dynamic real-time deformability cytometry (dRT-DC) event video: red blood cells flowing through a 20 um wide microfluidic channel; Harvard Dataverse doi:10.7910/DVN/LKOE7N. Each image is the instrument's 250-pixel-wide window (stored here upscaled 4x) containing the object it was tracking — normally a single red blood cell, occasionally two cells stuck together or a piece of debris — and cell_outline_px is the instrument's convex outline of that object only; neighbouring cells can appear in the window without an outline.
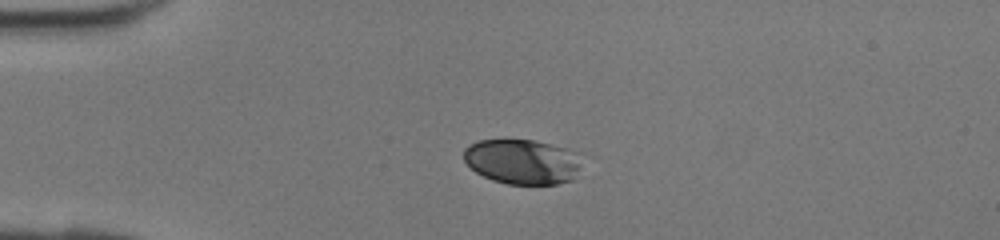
{"species": "human", "species_latin": "Homo sapiens", "temperature_condition": "room temperature", "stored_images_in_passage": 37, "camera_frame_rate_fps": 3000, "um_per_image_px": 0.085, "donor": {"sex": "female"}, "frame": {"image": 1, "passage_image": 10, "time_ms": 3.0, "image_size_px": [1000, 240], "cell_outline_px": [[576, 168], [572, 180], [556, 184], [508, 184], [492, 180], [476, 172], [464, 160], [464, 148], [468, 144], [476, 140], [532, 140], [568, 148], [572, 152], [576, 164]], "centroid_in_image_um": [44.28, 13.73], "position_along_channel_um": 40.7, "area_um2": 30.23}}
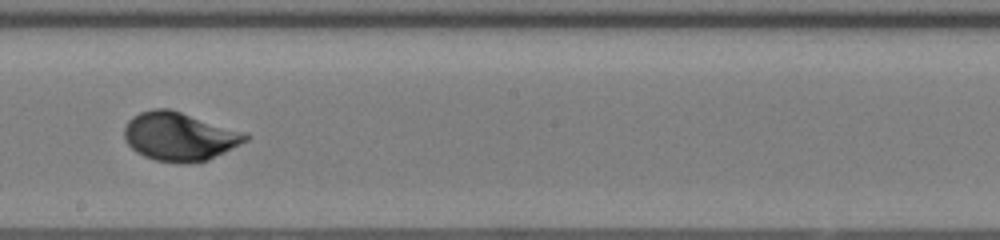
{"frame": {"image": 2, "passage_image": 24, "time_ms": 7.667, "image_size_px": [1000, 240], "cell_outline_px": [[252, 136], [248, 140], [208, 160], [188, 164], [184, 164], [156, 160], [144, 156], [136, 152], [128, 144], [124, 136], [124, 128], [128, 120], [132, 116], [140, 112], [152, 108], [168, 108], [248, 132]], "centroid_in_image_um": [15.28, 11.59], "position_along_channel_um": 232.9, "area_um2": 34.62}}
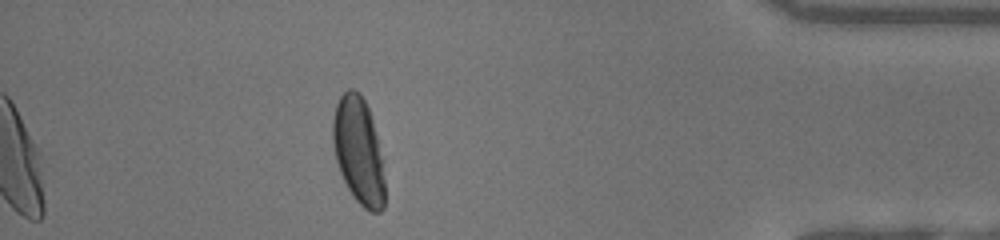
{"frame": {"image": 3, "passage_image": 37, "time_ms": 12.0, "image_size_px": [1000, 240], "cell_outline_px": [[384, 208], [380, 212], [368, 212], [352, 196], [340, 172], [336, 160], [332, 144], [332, 120], [336, 104], [340, 96], [348, 88], [352, 88], [360, 92], [368, 108], [372, 120], [376, 136], [380, 156], [384, 180]], "centroid_in_image_um": [30.44, 12.82], "position_along_channel_um": 404.8, "area_um2": 32.14}}